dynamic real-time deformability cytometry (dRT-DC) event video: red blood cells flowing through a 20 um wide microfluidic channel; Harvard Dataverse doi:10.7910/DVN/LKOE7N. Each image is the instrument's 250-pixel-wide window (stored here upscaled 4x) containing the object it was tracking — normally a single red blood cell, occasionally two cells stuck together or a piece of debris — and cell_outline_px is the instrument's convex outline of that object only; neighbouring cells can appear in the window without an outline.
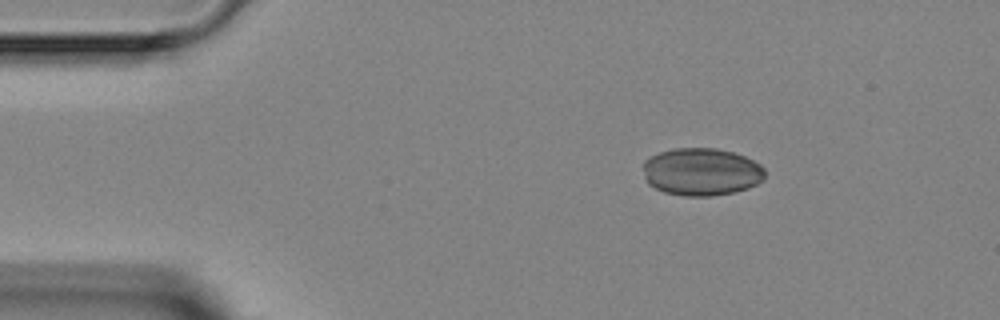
{"species": "Egyptian fruit bat (a non-hibernating species)", "species_latin": "Rousettus aegyptiacus", "temperature_condition": "room temperature", "stored_images_in_passage": 5, "camera_frame_rate_fps": 3000, "um_per_image_px": 0.085, "animal": {"sex": "female"}, "frame": {"image": 1, "passage_image": 1, "time_ms": 0.0, "image_size_px": [1000, 320], "cell_outline_px": [[764, 180], [748, 188], [732, 192], [712, 196], [684, 196], [664, 192], [648, 184], [644, 180], [644, 160], [660, 152], [676, 148], [716, 148], [732, 152], [744, 156], [760, 164], [764, 168]], "centroid_in_image_um": [59.62, 14.61], "position_along_channel_um": 25.4, "area_um2": 33.81}}
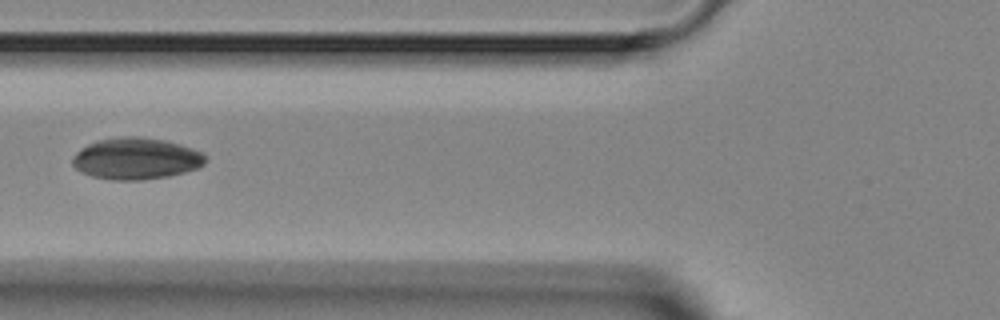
{"frame": {"image": 2, "passage_image": 4, "time_ms": 3.667, "image_size_px": [1000, 320], "cell_outline_px": [[208, 160], [204, 164], [196, 168], [184, 172], [168, 176], [140, 180], [112, 180], [92, 176], [76, 168], [72, 164], [72, 156], [80, 148], [96, 140], [124, 136], [140, 136], [164, 140], [180, 144], [204, 152], [208, 156]], "centroid_in_image_um": [11.59, 13.47], "position_along_channel_um": 114.2, "area_um2": 32.43}}
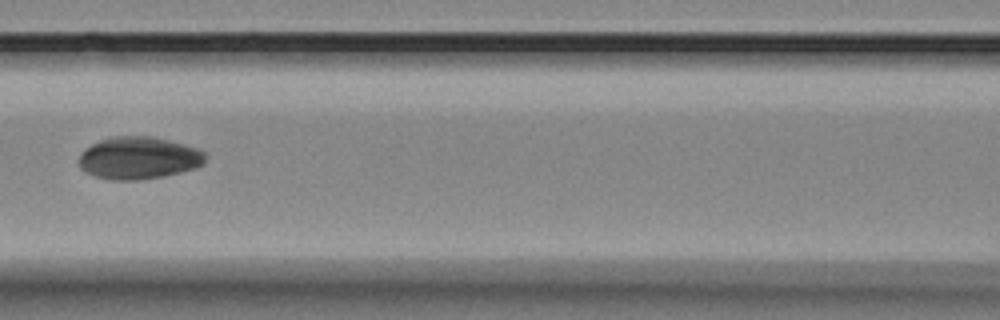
{"frame": {"image": 3, "passage_image": 5, "time_ms": 4.667, "image_size_px": [1000, 320], "cell_outline_px": [[208, 156], [204, 164], [196, 168], [180, 172], [140, 180], [112, 180], [96, 176], [84, 172], [80, 168], [80, 152], [92, 144], [108, 136], [152, 136], [184, 144], [196, 148], [204, 152]], "centroid_in_image_um": [11.79, 13.42], "position_along_channel_um": 154.8, "area_um2": 31.33}}